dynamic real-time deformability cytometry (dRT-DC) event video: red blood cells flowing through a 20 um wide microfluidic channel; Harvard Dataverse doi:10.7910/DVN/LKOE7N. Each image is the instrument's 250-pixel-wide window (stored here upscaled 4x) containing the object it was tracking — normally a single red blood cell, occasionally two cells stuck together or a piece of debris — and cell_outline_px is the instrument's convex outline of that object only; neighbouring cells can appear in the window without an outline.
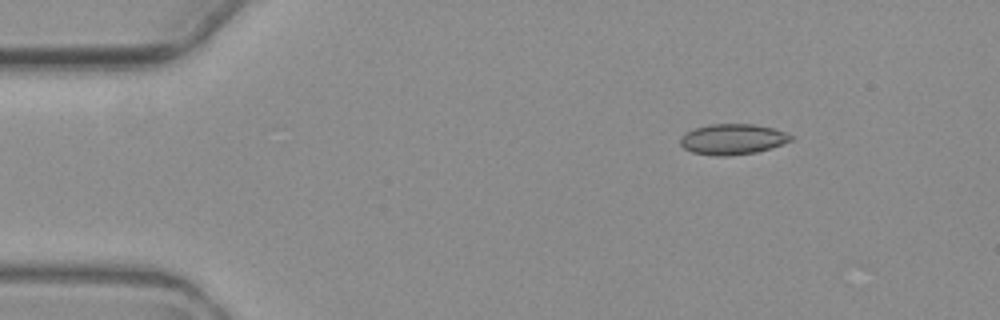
{"species": "common noctule bat (a hibernating species)", "species_latin": "Nyctalus noctula", "temperature_condition": "warm", "stored_images_in_passage": 3, "camera_frame_rate_fps": 3000, "um_per_image_px": 0.085, "animal": {"sex": "female", "body_mass_g": 19.3, "forearm_length_mm": 54.1}, "frame": {"image": 1, "passage_image": 1, "time_ms": 0.0, "image_size_px": [1000, 320], "cell_outline_px": [[796, 136], [792, 140], [756, 152], [728, 156], [716, 156], [692, 152], [684, 148], [680, 144], [680, 136], [684, 132], [692, 128], [712, 124], [752, 124], [772, 128]], "centroid_in_image_um": [62.22, 11.83], "position_along_channel_um": 22.8, "area_um2": 19.71}}